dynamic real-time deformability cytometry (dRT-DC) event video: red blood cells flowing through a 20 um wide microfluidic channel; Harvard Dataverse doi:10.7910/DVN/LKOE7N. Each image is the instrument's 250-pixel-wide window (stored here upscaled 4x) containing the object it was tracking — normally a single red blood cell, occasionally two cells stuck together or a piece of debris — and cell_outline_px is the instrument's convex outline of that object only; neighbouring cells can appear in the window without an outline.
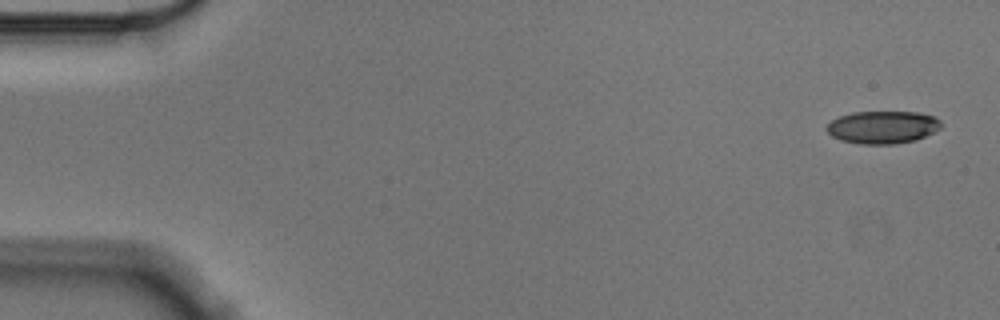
{"species": "Egyptian fruit bat (a non-hibernating species)", "species_latin": "Rousettus aegyptiacus", "temperature_condition": "cold", "stored_images_in_passage": 52, "camera_frame_rate_fps": 3000, "um_per_image_px": 0.085, "animal": {"sex": "male"}, "frame": {"image": 1, "passage_image": 1, "time_ms": 0.0, "image_size_px": [1000, 320], "cell_outline_px": [[940, 128], [916, 140], [892, 144], [860, 144], [840, 140], [832, 136], [824, 128], [832, 120], [840, 116], [852, 112], [916, 112], [932, 116], [940, 120]], "centroid_in_image_um": [74.98, 10.81], "position_along_channel_um": 10.0, "area_um2": 21.62}}
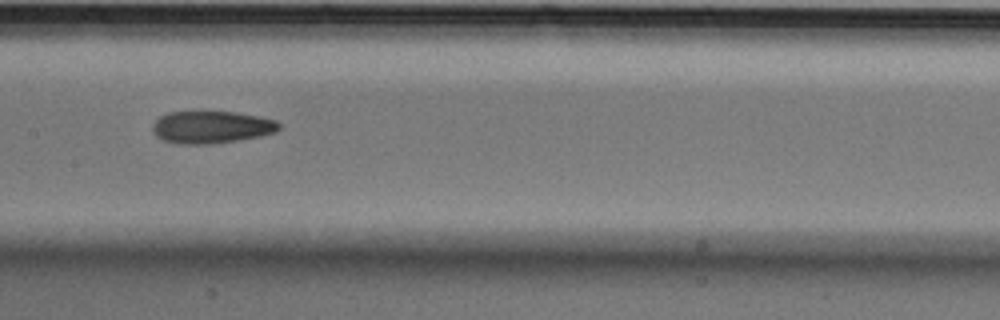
{"frame": {"image": 2, "passage_image": 27, "time_ms": 8.667, "image_size_px": [1000, 320], "cell_outline_px": [[280, 128], [276, 132], [260, 136], [240, 140], [212, 144], [176, 144], [164, 140], [156, 136], [152, 128], [152, 124], [160, 116], [168, 112], [200, 108], [236, 112], [260, 116], [276, 120], [280, 124]], "centroid_in_image_um": [17.95, 10.76], "position_along_channel_um": 189.4, "area_um2": 24.97}}
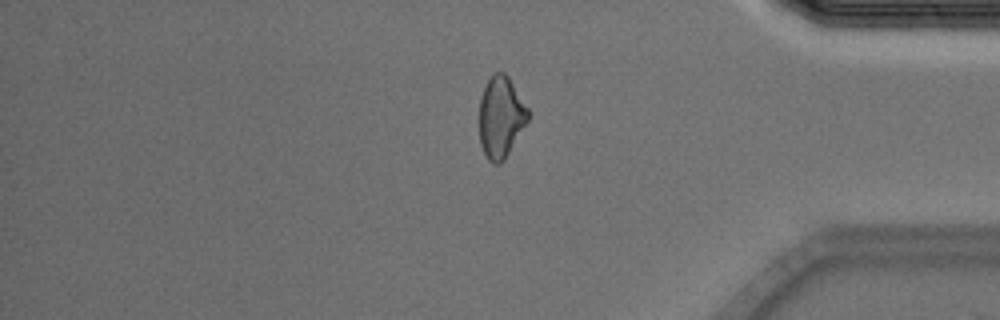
{"frame": {"image": 3, "passage_image": 46, "time_ms": 15.0, "image_size_px": [1000, 320], "cell_outline_px": [[528, 120], [504, 160], [500, 164], [492, 164], [488, 160], [480, 144], [480, 100], [484, 88], [492, 72], [504, 72], [508, 76], [528, 108]], "centroid_in_image_um": [42.56, 9.95], "position_along_channel_um": 392.6, "area_um2": 22.89}, "authors_computed_cell_mechanics": {"area_um2": 23.2934, "velocity_mm_per_s": 3.5617, "shape_relaxation_time_tau1_ms": 4.6371, "shape_relaxation_time_tau2_ms": 4.8171, "deformation_change_tau1": 0.1239, "deformation_change_tau2": 0.1287}}